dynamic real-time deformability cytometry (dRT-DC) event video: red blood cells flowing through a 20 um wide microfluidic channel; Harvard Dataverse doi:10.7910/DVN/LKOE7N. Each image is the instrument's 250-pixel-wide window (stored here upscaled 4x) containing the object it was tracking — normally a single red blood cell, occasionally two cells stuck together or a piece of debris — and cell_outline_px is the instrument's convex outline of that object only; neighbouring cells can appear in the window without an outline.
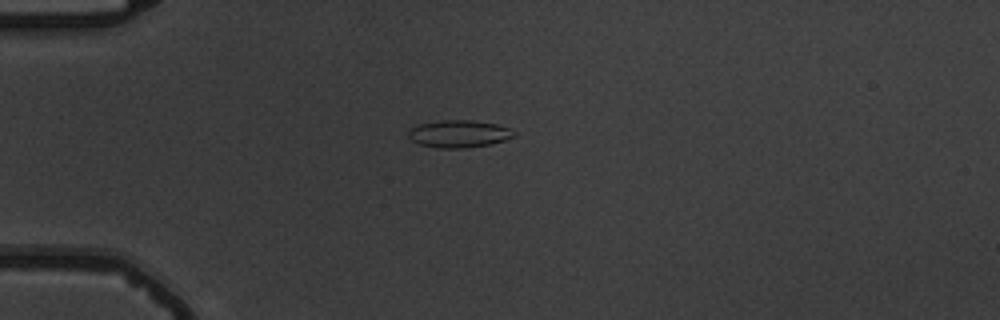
{"species": "common noctule bat (a hibernating species)", "species_latin": "Nyctalus noctula", "temperature_condition": "warm", "stored_images_in_passage": 49, "camera_frame_rate_fps": 3000, "um_per_image_px": 0.085, "animal": {"sex": "male", "body_mass_g": 19.5, "forearm_length_mm": 54.6}, "frame": {"image": 1, "passage_image": 9, "time_ms": 2.667, "image_size_px": [1000, 320], "cell_outline_px": [[516, 136], [492, 144], [464, 148], [440, 148], [420, 144], [412, 140], [408, 136], [408, 132], [412, 128], [420, 124], [440, 120], [472, 120], [496, 124], [508, 128], [516, 132]], "centroid_in_image_um": [39.04, 11.37], "position_along_channel_um": 46.0, "area_um2": 16.76}}
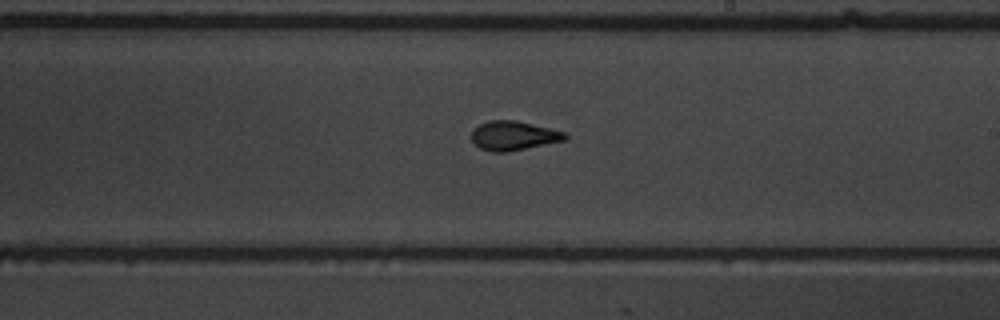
{"frame": {"image": 2, "passage_image": 27, "time_ms": 8.667, "image_size_px": [1000, 320], "cell_outline_px": [[568, 136], [564, 140], [508, 152], [492, 152], [480, 148], [472, 140], [472, 128], [488, 120], [516, 120], [564, 132]], "centroid_in_image_um": [43.61, 11.53], "position_along_channel_um": 245.4, "area_um2": 15.78}}
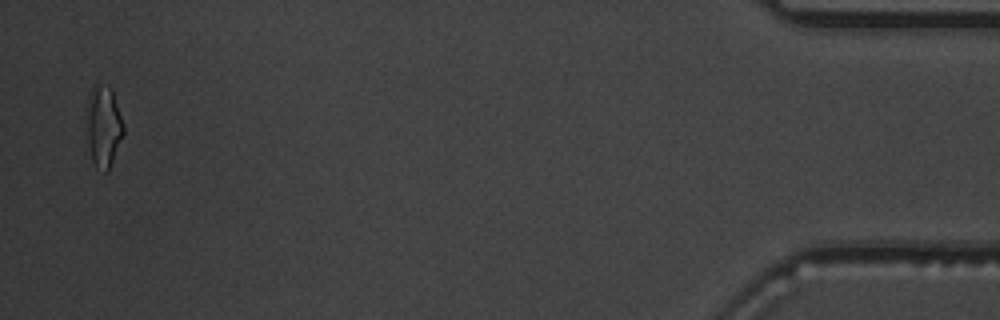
{"frame": {"image": 3, "passage_image": 48, "time_ms": 15.667, "image_size_px": [1000, 320], "cell_outline_px": [[124, 132], [108, 172], [104, 172], [96, 168], [92, 160], [88, 140], [88, 96], [92, 88], [96, 84], [100, 84], [112, 88], [124, 124]], "centroid_in_image_um": [8.83, 10.74], "position_along_channel_um": 426.4, "area_um2": 17.22}, "authors_computed_cell_mechanics": {"area_um2": 15.9528, "velocity_mm_per_s": 3.729, "shape_relaxation_time_tau1_ms": 3.2248, "shape_relaxation_time_tau2_ms": 0.8003, "deformation_change_tau1": 0.1734, "deformation_change_tau2": 0.0791}}